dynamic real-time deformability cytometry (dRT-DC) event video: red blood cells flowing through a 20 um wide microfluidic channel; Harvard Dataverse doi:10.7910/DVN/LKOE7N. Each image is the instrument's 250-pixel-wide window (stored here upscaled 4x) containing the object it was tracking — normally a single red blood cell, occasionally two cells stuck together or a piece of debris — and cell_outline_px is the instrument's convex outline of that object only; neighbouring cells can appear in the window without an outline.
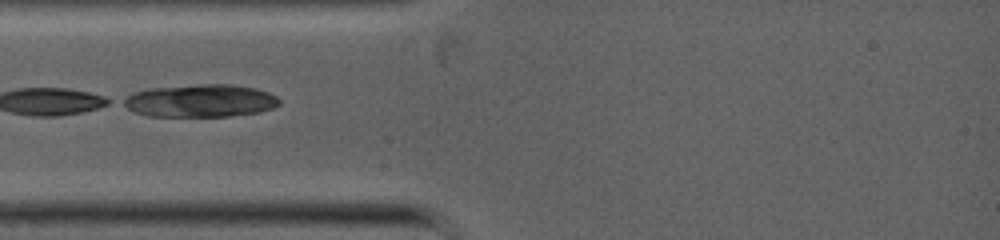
{"species": "common noctule bat (a hibernating species)", "species_latin": "Nyctalus noctula", "temperature_condition": "warm", "stored_images_in_passage": 13, "camera_frame_rate_fps": 5000, "um_per_image_px": 0.085, "animal": {"sex": "female", "body_mass_g": 19.0, "forearm_length_mm": 53.3}, "frame": {"image": 1, "passage_image": 1, "time_ms": 0.0, "image_size_px": [1000, 240], "cell_outline_px": [[280, 104], [272, 108], [260, 112], [232, 116], [148, 116], [132, 112], [120, 104], [120, 100], [136, 92], [152, 88], [200, 84], [232, 84], [256, 88], [268, 92], [276, 96], [280, 100]], "centroid_in_image_um": [17.02, 8.57], "position_along_channel_um": 68.0, "area_um2": 29.94}}
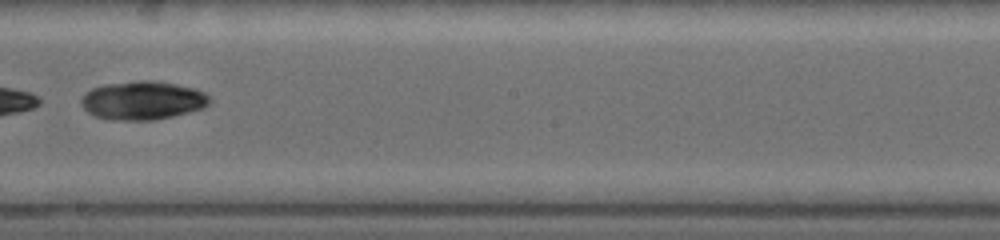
{"frame": {"image": 2, "passage_image": 8, "time_ms": 3.4, "image_size_px": [1000, 240], "cell_outline_px": [[212, 100], [204, 108], [156, 120], [108, 120], [92, 116], [80, 104], [80, 100], [92, 88], [104, 84], [140, 80], [156, 80], [176, 84], [192, 88], [204, 92]], "centroid_in_image_um": [12.11, 8.54], "position_along_channel_um": 236.1, "area_um2": 29.02}}